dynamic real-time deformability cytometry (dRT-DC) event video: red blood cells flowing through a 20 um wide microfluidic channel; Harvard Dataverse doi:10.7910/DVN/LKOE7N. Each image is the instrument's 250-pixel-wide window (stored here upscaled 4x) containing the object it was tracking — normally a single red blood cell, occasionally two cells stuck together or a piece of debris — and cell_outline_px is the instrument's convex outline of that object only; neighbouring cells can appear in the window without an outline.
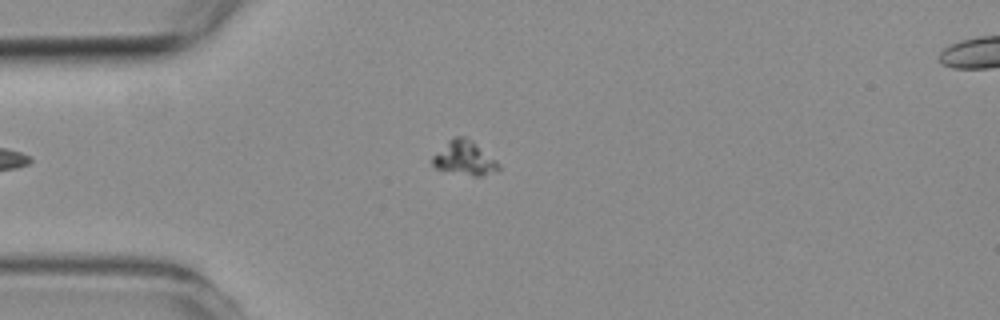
{"species": "common noctule bat (a hibernating species)", "species_latin": "Nyctalus noctula", "temperature_condition": "room temperature", "stored_images_in_passage": 4, "camera_frame_rate_fps": 3000, "um_per_image_px": 0.085, "animal": {"sex": "female", "body_mass_g": 19.3, "forearm_length_mm": 54.1}, "frame": {"image": 1, "passage_image": 4, "time_ms": 4.333, "image_size_px": [1000, 320], "cell_outline_px": [[500, 168], [496, 172], [480, 176], [472, 176], [436, 168], [432, 164], [432, 156], [448, 140], [456, 136], [464, 136], [472, 140], [500, 164]], "centroid_in_image_um": [39.48, 13.44], "position_along_channel_um": 45.5, "area_um2": 13.06}}